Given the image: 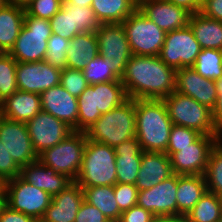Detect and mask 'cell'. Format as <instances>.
<instances>
[{
    "label": "cell",
    "instance_id": "cell-12",
    "mask_svg": "<svg viewBox=\"0 0 222 222\" xmlns=\"http://www.w3.org/2000/svg\"><path fill=\"white\" fill-rule=\"evenodd\" d=\"M222 135H200L184 148H178L170 156L174 174L204 175L213 146Z\"/></svg>",
    "mask_w": 222,
    "mask_h": 222
},
{
    "label": "cell",
    "instance_id": "cell-36",
    "mask_svg": "<svg viewBox=\"0 0 222 222\" xmlns=\"http://www.w3.org/2000/svg\"><path fill=\"white\" fill-rule=\"evenodd\" d=\"M83 74L89 85L117 81L120 78L112 71V63L108 58L98 55L83 69Z\"/></svg>",
    "mask_w": 222,
    "mask_h": 222
},
{
    "label": "cell",
    "instance_id": "cell-16",
    "mask_svg": "<svg viewBox=\"0 0 222 222\" xmlns=\"http://www.w3.org/2000/svg\"><path fill=\"white\" fill-rule=\"evenodd\" d=\"M0 139L12 159L20 167L38 160L25 123L0 115Z\"/></svg>",
    "mask_w": 222,
    "mask_h": 222
},
{
    "label": "cell",
    "instance_id": "cell-48",
    "mask_svg": "<svg viewBox=\"0 0 222 222\" xmlns=\"http://www.w3.org/2000/svg\"><path fill=\"white\" fill-rule=\"evenodd\" d=\"M200 12L205 17L222 21V0H204Z\"/></svg>",
    "mask_w": 222,
    "mask_h": 222
},
{
    "label": "cell",
    "instance_id": "cell-55",
    "mask_svg": "<svg viewBox=\"0 0 222 222\" xmlns=\"http://www.w3.org/2000/svg\"><path fill=\"white\" fill-rule=\"evenodd\" d=\"M217 92H222V77L215 81Z\"/></svg>",
    "mask_w": 222,
    "mask_h": 222
},
{
    "label": "cell",
    "instance_id": "cell-29",
    "mask_svg": "<svg viewBox=\"0 0 222 222\" xmlns=\"http://www.w3.org/2000/svg\"><path fill=\"white\" fill-rule=\"evenodd\" d=\"M189 26L202 49L222 50V21L210 19L198 12L191 14Z\"/></svg>",
    "mask_w": 222,
    "mask_h": 222
},
{
    "label": "cell",
    "instance_id": "cell-1",
    "mask_svg": "<svg viewBox=\"0 0 222 222\" xmlns=\"http://www.w3.org/2000/svg\"><path fill=\"white\" fill-rule=\"evenodd\" d=\"M175 69L158 56L132 55L120 80L131 99H163L175 91Z\"/></svg>",
    "mask_w": 222,
    "mask_h": 222
},
{
    "label": "cell",
    "instance_id": "cell-13",
    "mask_svg": "<svg viewBox=\"0 0 222 222\" xmlns=\"http://www.w3.org/2000/svg\"><path fill=\"white\" fill-rule=\"evenodd\" d=\"M99 55L108 58L112 71L119 77L133 55L122 23L101 24L96 30Z\"/></svg>",
    "mask_w": 222,
    "mask_h": 222
},
{
    "label": "cell",
    "instance_id": "cell-44",
    "mask_svg": "<svg viewBox=\"0 0 222 222\" xmlns=\"http://www.w3.org/2000/svg\"><path fill=\"white\" fill-rule=\"evenodd\" d=\"M21 167L12 159L0 139V181L5 182L20 176Z\"/></svg>",
    "mask_w": 222,
    "mask_h": 222
},
{
    "label": "cell",
    "instance_id": "cell-57",
    "mask_svg": "<svg viewBox=\"0 0 222 222\" xmlns=\"http://www.w3.org/2000/svg\"><path fill=\"white\" fill-rule=\"evenodd\" d=\"M5 2V0H0V6Z\"/></svg>",
    "mask_w": 222,
    "mask_h": 222
},
{
    "label": "cell",
    "instance_id": "cell-15",
    "mask_svg": "<svg viewBox=\"0 0 222 222\" xmlns=\"http://www.w3.org/2000/svg\"><path fill=\"white\" fill-rule=\"evenodd\" d=\"M25 124L37 155L57 145L73 132L65 122L44 111H40Z\"/></svg>",
    "mask_w": 222,
    "mask_h": 222
},
{
    "label": "cell",
    "instance_id": "cell-10",
    "mask_svg": "<svg viewBox=\"0 0 222 222\" xmlns=\"http://www.w3.org/2000/svg\"><path fill=\"white\" fill-rule=\"evenodd\" d=\"M5 205L10 209L36 218L38 221L52 201V196L20 176L3 184Z\"/></svg>",
    "mask_w": 222,
    "mask_h": 222
},
{
    "label": "cell",
    "instance_id": "cell-5",
    "mask_svg": "<svg viewBox=\"0 0 222 222\" xmlns=\"http://www.w3.org/2000/svg\"><path fill=\"white\" fill-rule=\"evenodd\" d=\"M116 154L107 144L87 139L79 174L75 180L80 187L117 183Z\"/></svg>",
    "mask_w": 222,
    "mask_h": 222
},
{
    "label": "cell",
    "instance_id": "cell-35",
    "mask_svg": "<svg viewBox=\"0 0 222 222\" xmlns=\"http://www.w3.org/2000/svg\"><path fill=\"white\" fill-rule=\"evenodd\" d=\"M63 5L71 12L72 33L96 32L100 27L101 24L91 7H76L65 0Z\"/></svg>",
    "mask_w": 222,
    "mask_h": 222
},
{
    "label": "cell",
    "instance_id": "cell-54",
    "mask_svg": "<svg viewBox=\"0 0 222 222\" xmlns=\"http://www.w3.org/2000/svg\"><path fill=\"white\" fill-rule=\"evenodd\" d=\"M5 205V194L3 187L0 189V210Z\"/></svg>",
    "mask_w": 222,
    "mask_h": 222
},
{
    "label": "cell",
    "instance_id": "cell-50",
    "mask_svg": "<svg viewBox=\"0 0 222 222\" xmlns=\"http://www.w3.org/2000/svg\"><path fill=\"white\" fill-rule=\"evenodd\" d=\"M212 118L217 129L222 133V92H217V99L212 108Z\"/></svg>",
    "mask_w": 222,
    "mask_h": 222
},
{
    "label": "cell",
    "instance_id": "cell-30",
    "mask_svg": "<svg viewBox=\"0 0 222 222\" xmlns=\"http://www.w3.org/2000/svg\"><path fill=\"white\" fill-rule=\"evenodd\" d=\"M93 9L100 24L122 23L137 8L135 0H93Z\"/></svg>",
    "mask_w": 222,
    "mask_h": 222
},
{
    "label": "cell",
    "instance_id": "cell-34",
    "mask_svg": "<svg viewBox=\"0 0 222 222\" xmlns=\"http://www.w3.org/2000/svg\"><path fill=\"white\" fill-rule=\"evenodd\" d=\"M192 68L202 77L216 81L222 77V53L217 49H202Z\"/></svg>",
    "mask_w": 222,
    "mask_h": 222
},
{
    "label": "cell",
    "instance_id": "cell-37",
    "mask_svg": "<svg viewBox=\"0 0 222 222\" xmlns=\"http://www.w3.org/2000/svg\"><path fill=\"white\" fill-rule=\"evenodd\" d=\"M17 61L9 54L0 56V101L3 102L18 90L16 82Z\"/></svg>",
    "mask_w": 222,
    "mask_h": 222
},
{
    "label": "cell",
    "instance_id": "cell-53",
    "mask_svg": "<svg viewBox=\"0 0 222 222\" xmlns=\"http://www.w3.org/2000/svg\"><path fill=\"white\" fill-rule=\"evenodd\" d=\"M6 2L9 3H14L20 6L25 7L26 5H28L32 0H5Z\"/></svg>",
    "mask_w": 222,
    "mask_h": 222
},
{
    "label": "cell",
    "instance_id": "cell-19",
    "mask_svg": "<svg viewBox=\"0 0 222 222\" xmlns=\"http://www.w3.org/2000/svg\"><path fill=\"white\" fill-rule=\"evenodd\" d=\"M175 91L190 96L210 109L214 107L217 99L215 81L202 77L192 67L175 71Z\"/></svg>",
    "mask_w": 222,
    "mask_h": 222
},
{
    "label": "cell",
    "instance_id": "cell-49",
    "mask_svg": "<svg viewBox=\"0 0 222 222\" xmlns=\"http://www.w3.org/2000/svg\"><path fill=\"white\" fill-rule=\"evenodd\" d=\"M176 6L183 7L191 14L201 11L204 0H167Z\"/></svg>",
    "mask_w": 222,
    "mask_h": 222
},
{
    "label": "cell",
    "instance_id": "cell-52",
    "mask_svg": "<svg viewBox=\"0 0 222 222\" xmlns=\"http://www.w3.org/2000/svg\"><path fill=\"white\" fill-rule=\"evenodd\" d=\"M65 1L75 5L76 7L79 6L80 8H83V7H91L93 0H65Z\"/></svg>",
    "mask_w": 222,
    "mask_h": 222
},
{
    "label": "cell",
    "instance_id": "cell-45",
    "mask_svg": "<svg viewBox=\"0 0 222 222\" xmlns=\"http://www.w3.org/2000/svg\"><path fill=\"white\" fill-rule=\"evenodd\" d=\"M74 222H111L98 208L85 200L80 205Z\"/></svg>",
    "mask_w": 222,
    "mask_h": 222
},
{
    "label": "cell",
    "instance_id": "cell-46",
    "mask_svg": "<svg viewBox=\"0 0 222 222\" xmlns=\"http://www.w3.org/2000/svg\"><path fill=\"white\" fill-rule=\"evenodd\" d=\"M155 217L150 211L135 205L122 212L118 222H153Z\"/></svg>",
    "mask_w": 222,
    "mask_h": 222
},
{
    "label": "cell",
    "instance_id": "cell-38",
    "mask_svg": "<svg viewBox=\"0 0 222 222\" xmlns=\"http://www.w3.org/2000/svg\"><path fill=\"white\" fill-rule=\"evenodd\" d=\"M70 40L52 33L48 39L45 61L60 70L67 68L66 53Z\"/></svg>",
    "mask_w": 222,
    "mask_h": 222
},
{
    "label": "cell",
    "instance_id": "cell-31",
    "mask_svg": "<svg viewBox=\"0 0 222 222\" xmlns=\"http://www.w3.org/2000/svg\"><path fill=\"white\" fill-rule=\"evenodd\" d=\"M84 200L98 208L111 222H118L121 211L114 194V186L81 187Z\"/></svg>",
    "mask_w": 222,
    "mask_h": 222
},
{
    "label": "cell",
    "instance_id": "cell-24",
    "mask_svg": "<svg viewBox=\"0 0 222 222\" xmlns=\"http://www.w3.org/2000/svg\"><path fill=\"white\" fill-rule=\"evenodd\" d=\"M114 152L116 154L117 183L135 185L143 154L137 137L116 145Z\"/></svg>",
    "mask_w": 222,
    "mask_h": 222
},
{
    "label": "cell",
    "instance_id": "cell-25",
    "mask_svg": "<svg viewBox=\"0 0 222 222\" xmlns=\"http://www.w3.org/2000/svg\"><path fill=\"white\" fill-rule=\"evenodd\" d=\"M42 111L40 94L17 90L1 105L0 115L26 123Z\"/></svg>",
    "mask_w": 222,
    "mask_h": 222
},
{
    "label": "cell",
    "instance_id": "cell-42",
    "mask_svg": "<svg viewBox=\"0 0 222 222\" xmlns=\"http://www.w3.org/2000/svg\"><path fill=\"white\" fill-rule=\"evenodd\" d=\"M52 33L73 39L78 33H72L71 12L62 4L61 9L49 20Z\"/></svg>",
    "mask_w": 222,
    "mask_h": 222
},
{
    "label": "cell",
    "instance_id": "cell-6",
    "mask_svg": "<svg viewBox=\"0 0 222 222\" xmlns=\"http://www.w3.org/2000/svg\"><path fill=\"white\" fill-rule=\"evenodd\" d=\"M173 125L188 127L201 135H222L212 118V109L191 98L174 91L162 99Z\"/></svg>",
    "mask_w": 222,
    "mask_h": 222
},
{
    "label": "cell",
    "instance_id": "cell-59",
    "mask_svg": "<svg viewBox=\"0 0 222 222\" xmlns=\"http://www.w3.org/2000/svg\"><path fill=\"white\" fill-rule=\"evenodd\" d=\"M4 52L0 49V56L3 54Z\"/></svg>",
    "mask_w": 222,
    "mask_h": 222
},
{
    "label": "cell",
    "instance_id": "cell-51",
    "mask_svg": "<svg viewBox=\"0 0 222 222\" xmlns=\"http://www.w3.org/2000/svg\"><path fill=\"white\" fill-rule=\"evenodd\" d=\"M153 222H187L185 216H164V217H155Z\"/></svg>",
    "mask_w": 222,
    "mask_h": 222
},
{
    "label": "cell",
    "instance_id": "cell-4",
    "mask_svg": "<svg viewBox=\"0 0 222 222\" xmlns=\"http://www.w3.org/2000/svg\"><path fill=\"white\" fill-rule=\"evenodd\" d=\"M135 100L128 98L111 111L104 113L84 132L87 139L115 147L135 137Z\"/></svg>",
    "mask_w": 222,
    "mask_h": 222
},
{
    "label": "cell",
    "instance_id": "cell-2",
    "mask_svg": "<svg viewBox=\"0 0 222 222\" xmlns=\"http://www.w3.org/2000/svg\"><path fill=\"white\" fill-rule=\"evenodd\" d=\"M135 136L145 152H166L173 126L162 99H135Z\"/></svg>",
    "mask_w": 222,
    "mask_h": 222
},
{
    "label": "cell",
    "instance_id": "cell-23",
    "mask_svg": "<svg viewBox=\"0 0 222 222\" xmlns=\"http://www.w3.org/2000/svg\"><path fill=\"white\" fill-rule=\"evenodd\" d=\"M20 177L27 183L46 191L51 196L59 194L73 181L64 174L36 162L21 167Z\"/></svg>",
    "mask_w": 222,
    "mask_h": 222
},
{
    "label": "cell",
    "instance_id": "cell-33",
    "mask_svg": "<svg viewBox=\"0 0 222 222\" xmlns=\"http://www.w3.org/2000/svg\"><path fill=\"white\" fill-rule=\"evenodd\" d=\"M204 177L207 191L222 197V138L211 150Z\"/></svg>",
    "mask_w": 222,
    "mask_h": 222
},
{
    "label": "cell",
    "instance_id": "cell-3",
    "mask_svg": "<svg viewBox=\"0 0 222 222\" xmlns=\"http://www.w3.org/2000/svg\"><path fill=\"white\" fill-rule=\"evenodd\" d=\"M128 99L121 80L89 85L78 97L77 131L84 132L102 114Z\"/></svg>",
    "mask_w": 222,
    "mask_h": 222
},
{
    "label": "cell",
    "instance_id": "cell-8",
    "mask_svg": "<svg viewBox=\"0 0 222 222\" xmlns=\"http://www.w3.org/2000/svg\"><path fill=\"white\" fill-rule=\"evenodd\" d=\"M52 30L48 19H41L25 13L24 23L9 54L17 62L45 60L48 39Z\"/></svg>",
    "mask_w": 222,
    "mask_h": 222
},
{
    "label": "cell",
    "instance_id": "cell-39",
    "mask_svg": "<svg viewBox=\"0 0 222 222\" xmlns=\"http://www.w3.org/2000/svg\"><path fill=\"white\" fill-rule=\"evenodd\" d=\"M200 135L199 132L188 127L173 125L165 153L170 157L174 152L178 151V148L189 146Z\"/></svg>",
    "mask_w": 222,
    "mask_h": 222
},
{
    "label": "cell",
    "instance_id": "cell-40",
    "mask_svg": "<svg viewBox=\"0 0 222 222\" xmlns=\"http://www.w3.org/2000/svg\"><path fill=\"white\" fill-rule=\"evenodd\" d=\"M60 85L71 95L78 98L89 86V83L82 71L65 68L61 71Z\"/></svg>",
    "mask_w": 222,
    "mask_h": 222
},
{
    "label": "cell",
    "instance_id": "cell-22",
    "mask_svg": "<svg viewBox=\"0 0 222 222\" xmlns=\"http://www.w3.org/2000/svg\"><path fill=\"white\" fill-rule=\"evenodd\" d=\"M174 175L170 157L163 152H145L135 186L138 191L147 190Z\"/></svg>",
    "mask_w": 222,
    "mask_h": 222
},
{
    "label": "cell",
    "instance_id": "cell-14",
    "mask_svg": "<svg viewBox=\"0 0 222 222\" xmlns=\"http://www.w3.org/2000/svg\"><path fill=\"white\" fill-rule=\"evenodd\" d=\"M61 71L45 60L17 62L16 82L18 90L41 94L60 85Z\"/></svg>",
    "mask_w": 222,
    "mask_h": 222
},
{
    "label": "cell",
    "instance_id": "cell-56",
    "mask_svg": "<svg viewBox=\"0 0 222 222\" xmlns=\"http://www.w3.org/2000/svg\"><path fill=\"white\" fill-rule=\"evenodd\" d=\"M218 222H222V210H221V215H220V218H219Z\"/></svg>",
    "mask_w": 222,
    "mask_h": 222
},
{
    "label": "cell",
    "instance_id": "cell-11",
    "mask_svg": "<svg viewBox=\"0 0 222 222\" xmlns=\"http://www.w3.org/2000/svg\"><path fill=\"white\" fill-rule=\"evenodd\" d=\"M202 48L195 39L189 24L184 28L167 32L158 57L175 70L192 67Z\"/></svg>",
    "mask_w": 222,
    "mask_h": 222
},
{
    "label": "cell",
    "instance_id": "cell-47",
    "mask_svg": "<svg viewBox=\"0 0 222 222\" xmlns=\"http://www.w3.org/2000/svg\"><path fill=\"white\" fill-rule=\"evenodd\" d=\"M0 222H39L36 218L22 212L14 211L7 205L0 210Z\"/></svg>",
    "mask_w": 222,
    "mask_h": 222
},
{
    "label": "cell",
    "instance_id": "cell-7",
    "mask_svg": "<svg viewBox=\"0 0 222 222\" xmlns=\"http://www.w3.org/2000/svg\"><path fill=\"white\" fill-rule=\"evenodd\" d=\"M86 141L85 132L73 131L57 145L38 154V161L75 181L81 169Z\"/></svg>",
    "mask_w": 222,
    "mask_h": 222
},
{
    "label": "cell",
    "instance_id": "cell-9",
    "mask_svg": "<svg viewBox=\"0 0 222 222\" xmlns=\"http://www.w3.org/2000/svg\"><path fill=\"white\" fill-rule=\"evenodd\" d=\"M122 25L133 55H159L166 32L146 18L138 8L122 22Z\"/></svg>",
    "mask_w": 222,
    "mask_h": 222
},
{
    "label": "cell",
    "instance_id": "cell-21",
    "mask_svg": "<svg viewBox=\"0 0 222 222\" xmlns=\"http://www.w3.org/2000/svg\"><path fill=\"white\" fill-rule=\"evenodd\" d=\"M83 200L82 188L73 181L59 194L52 196L51 204L39 222H74Z\"/></svg>",
    "mask_w": 222,
    "mask_h": 222
},
{
    "label": "cell",
    "instance_id": "cell-43",
    "mask_svg": "<svg viewBox=\"0 0 222 222\" xmlns=\"http://www.w3.org/2000/svg\"><path fill=\"white\" fill-rule=\"evenodd\" d=\"M114 194L121 212L137 205L138 188L132 184L116 183Z\"/></svg>",
    "mask_w": 222,
    "mask_h": 222
},
{
    "label": "cell",
    "instance_id": "cell-28",
    "mask_svg": "<svg viewBox=\"0 0 222 222\" xmlns=\"http://www.w3.org/2000/svg\"><path fill=\"white\" fill-rule=\"evenodd\" d=\"M206 191L204 175H177V216H186Z\"/></svg>",
    "mask_w": 222,
    "mask_h": 222
},
{
    "label": "cell",
    "instance_id": "cell-41",
    "mask_svg": "<svg viewBox=\"0 0 222 222\" xmlns=\"http://www.w3.org/2000/svg\"><path fill=\"white\" fill-rule=\"evenodd\" d=\"M63 0H32L25 11L33 17L50 20L62 7Z\"/></svg>",
    "mask_w": 222,
    "mask_h": 222
},
{
    "label": "cell",
    "instance_id": "cell-27",
    "mask_svg": "<svg viewBox=\"0 0 222 222\" xmlns=\"http://www.w3.org/2000/svg\"><path fill=\"white\" fill-rule=\"evenodd\" d=\"M99 55L95 32L77 34L70 40L66 53L67 68L83 71L86 65Z\"/></svg>",
    "mask_w": 222,
    "mask_h": 222
},
{
    "label": "cell",
    "instance_id": "cell-32",
    "mask_svg": "<svg viewBox=\"0 0 222 222\" xmlns=\"http://www.w3.org/2000/svg\"><path fill=\"white\" fill-rule=\"evenodd\" d=\"M222 210V197L206 191L185 216L187 222H218Z\"/></svg>",
    "mask_w": 222,
    "mask_h": 222
},
{
    "label": "cell",
    "instance_id": "cell-18",
    "mask_svg": "<svg viewBox=\"0 0 222 222\" xmlns=\"http://www.w3.org/2000/svg\"><path fill=\"white\" fill-rule=\"evenodd\" d=\"M138 9L166 33L187 26L191 16L189 11L167 0H140Z\"/></svg>",
    "mask_w": 222,
    "mask_h": 222
},
{
    "label": "cell",
    "instance_id": "cell-58",
    "mask_svg": "<svg viewBox=\"0 0 222 222\" xmlns=\"http://www.w3.org/2000/svg\"><path fill=\"white\" fill-rule=\"evenodd\" d=\"M3 187V183L0 181V189Z\"/></svg>",
    "mask_w": 222,
    "mask_h": 222
},
{
    "label": "cell",
    "instance_id": "cell-17",
    "mask_svg": "<svg viewBox=\"0 0 222 222\" xmlns=\"http://www.w3.org/2000/svg\"><path fill=\"white\" fill-rule=\"evenodd\" d=\"M177 174L147 190L138 191L137 205L156 217L177 216Z\"/></svg>",
    "mask_w": 222,
    "mask_h": 222
},
{
    "label": "cell",
    "instance_id": "cell-26",
    "mask_svg": "<svg viewBox=\"0 0 222 222\" xmlns=\"http://www.w3.org/2000/svg\"><path fill=\"white\" fill-rule=\"evenodd\" d=\"M25 7L4 2L0 6V49L9 53L24 23Z\"/></svg>",
    "mask_w": 222,
    "mask_h": 222
},
{
    "label": "cell",
    "instance_id": "cell-20",
    "mask_svg": "<svg viewBox=\"0 0 222 222\" xmlns=\"http://www.w3.org/2000/svg\"><path fill=\"white\" fill-rule=\"evenodd\" d=\"M42 111L65 122L77 131L78 98L71 95L61 85L52 87L40 94Z\"/></svg>",
    "mask_w": 222,
    "mask_h": 222
}]
</instances>
